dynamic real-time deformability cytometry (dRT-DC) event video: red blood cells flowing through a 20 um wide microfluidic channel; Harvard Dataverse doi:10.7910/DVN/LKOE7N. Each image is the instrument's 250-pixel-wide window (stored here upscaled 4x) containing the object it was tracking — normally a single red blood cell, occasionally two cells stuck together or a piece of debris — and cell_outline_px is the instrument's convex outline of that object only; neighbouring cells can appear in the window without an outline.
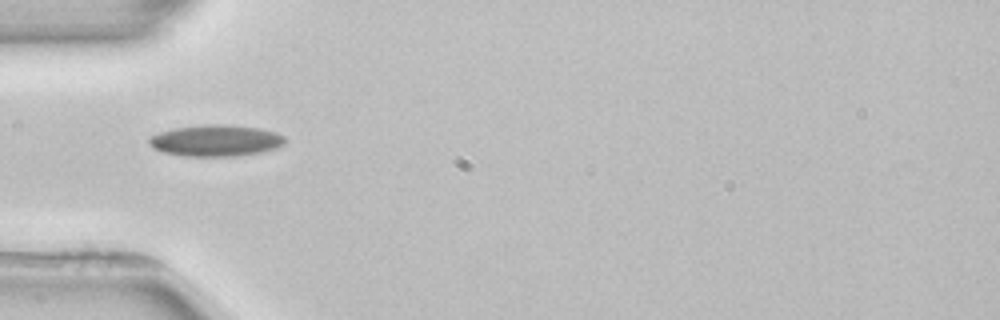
{"species": "common noctule bat (a hibernating species)", "species_latin": "Nyctalus noctula", "temperature_condition": "room temperature", "stored_images_in_passage": 4, "camera_frame_rate_fps": 3000, "um_per_image_px": 0.085, "animal": {"sex": "female", "body_mass_g": 22.7, "forearm_length_mm": 54.2}, "frame": {"image": 1, "passage_image": 4, "time_ms": 5.0, "image_size_px": [1000, 320], "cell_outline_px": [[284, 144], [276, 148], [260, 152], [236, 156], [184, 156], [164, 152], [152, 148], [148, 140], [148, 136], [160, 132], [176, 128], [204, 124], [220, 124], [260, 128], [276, 132], [284, 136]], "centroid_in_image_um": [18.32, 11.95], "position_along_channel_um": 66.7, "area_um2": 24.85}}